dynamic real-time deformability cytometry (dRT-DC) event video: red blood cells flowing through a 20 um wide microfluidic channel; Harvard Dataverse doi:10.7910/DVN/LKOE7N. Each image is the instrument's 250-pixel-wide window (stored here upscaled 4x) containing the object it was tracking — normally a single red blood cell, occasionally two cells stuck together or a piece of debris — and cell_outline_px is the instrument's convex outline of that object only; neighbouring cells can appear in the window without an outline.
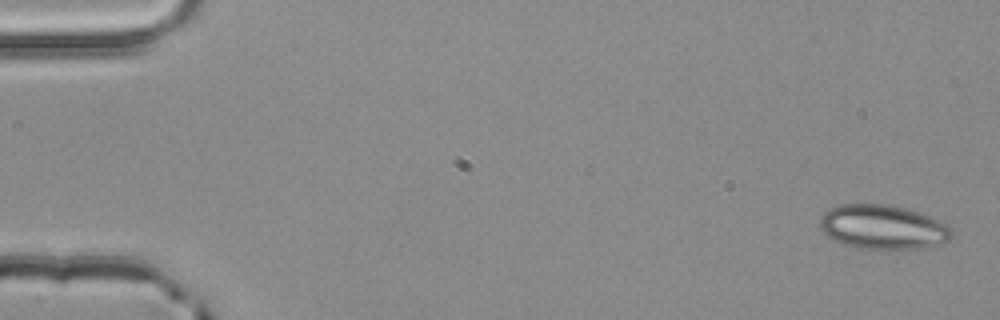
{"species": "common noctule bat (a hibernating species)", "species_latin": "Nyctalus noctula", "temperature_condition": "room temperature", "stored_images_in_passage": 3, "camera_frame_rate_fps": 3000, "um_per_image_px": 0.085, "animal": {"sex": "male", "body_mass_g": 20.4}, "frame": {"image": 1, "passage_image": 1, "time_ms": 0.0, "image_size_px": [1000, 320], "cell_outline_px": [[952, 236], [948, 240], [936, 244], [920, 248], [888, 252], [860, 248], [844, 244], [828, 236], [820, 228], [820, 220], [824, 212], [828, 208], [840, 204], [888, 204], [904, 208], [928, 216], [948, 224], [952, 228]], "centroid_in_image_um": [75.04, 19.33], "position_along_channel_um": 10.0, "area_um2": 34.45}}